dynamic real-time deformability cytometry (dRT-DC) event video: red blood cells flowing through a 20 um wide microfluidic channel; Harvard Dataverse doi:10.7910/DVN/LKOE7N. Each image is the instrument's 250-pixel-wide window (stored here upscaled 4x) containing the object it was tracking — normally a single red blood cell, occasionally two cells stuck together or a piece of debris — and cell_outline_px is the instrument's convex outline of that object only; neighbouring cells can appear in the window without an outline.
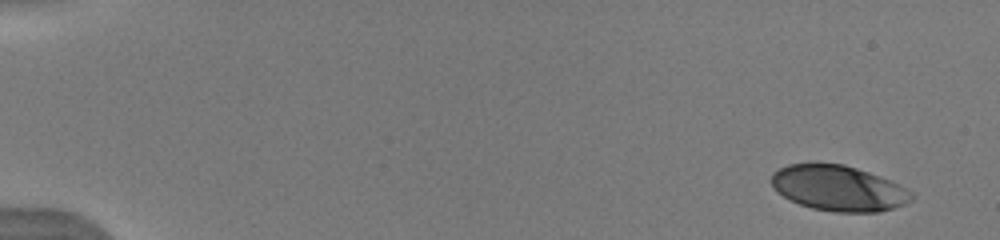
{"species": "human", "species_latin": "Homo sapiens", "temperature_condition": "warm", "stored_images_in_passage": 5, "camera_frame_rate_fps": 3000, "um_per_image_px": 0.085, "donor": {"sex": "male"}, "frame": {"image": 1, "passage_image": 1, "time_ms": 0.0, "image_size_px": [1000, 240], "cell_outline_px": [[912, 200], [904, 204], [880, 212], [836, 212], [812, 208], [800, 204], [776, 192], [768, 180], [772, 172], [788, 164], [816, 160], [844, 164], [892, 180], [908, 188], [912, 192]], "centroid_in_image_um": [71.22, 15.95], "position_along_channel_um": 13.8, "area_um2": 38.03}}
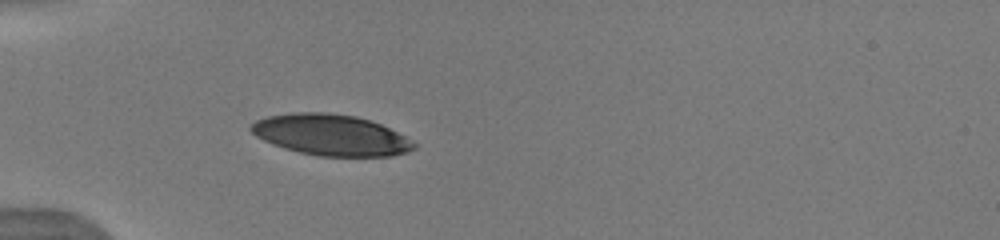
{"frame": {"image": 2, "passage_image": 5, "time_ms": 4.667, "image_size_px": [1000, 240], "cell_outline_px": [[416, 148], [408, 152], [392, 156], [320, 156], [300, 152], [284, 148], [272, 144], [256, 136], [248, 128], [256, 120], [268, 116], [292, 112], [324, 112], [356, 116], [372, 120], [412, 140], [416, 144]], "centroid_in_image_um": [28.13, 11.47], "position_along_channel_um": 56.9, "area_um2": 38.96}}